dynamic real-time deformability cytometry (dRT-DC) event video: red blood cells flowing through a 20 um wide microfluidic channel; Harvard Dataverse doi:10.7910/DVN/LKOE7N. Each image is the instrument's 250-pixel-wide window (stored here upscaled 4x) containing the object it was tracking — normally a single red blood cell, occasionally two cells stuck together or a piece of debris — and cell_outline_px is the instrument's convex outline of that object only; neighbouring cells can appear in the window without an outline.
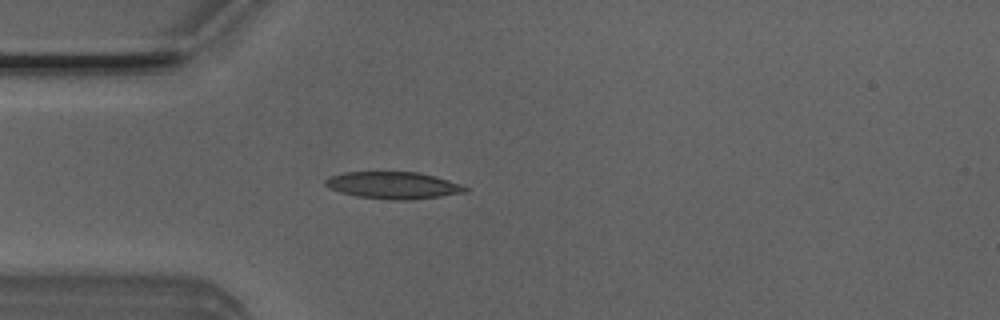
{"species": "Egyptian fruit bat (a non-hibernating species)", "species_latin": "Rousettus aegyptiacus", "temperature_condition": "room temperature", "stored_images_in_passage": 38, "camera_frame_rate_fps": 3000, "um_per_image_px": 0.085, "animal": {"sex": "male"}, "frame": {"image": 1, "passage_image": 1, "time_ms": 0.0, "image_size_px": [1000, 320], "cell_outline_px": [[468, 192], [412, 200], [388, 200], [356, 196], [340, 192], [328, 188], [324, 184], [324, 180], [328, 176], [344, 172], [420, 172], [436, 176], [460, 184], [468, 188]], "centroid_in_image_um": [33.4, 15.75], "position_along_channel_um": 51.6, "area_um2": 22.25}}
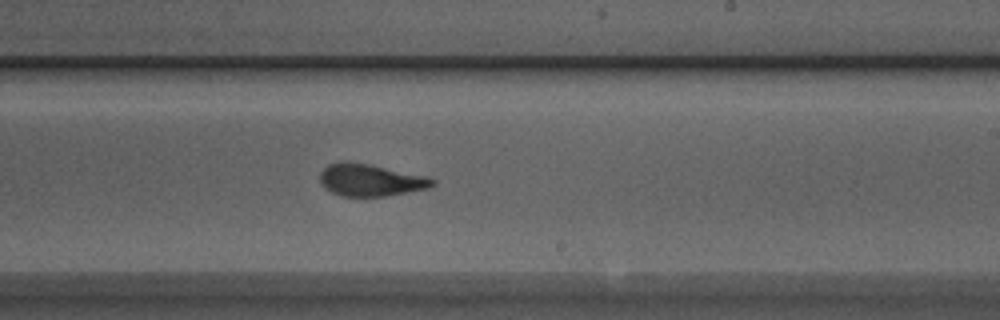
{"frame": {"image": 2, "passage_image": 17, "time_ms": 5.333, "image_size_px": [1000, 320], "cell_outline_px": [[436, 184], [428, 188], [408, 192], [384, 196], [340, 196], [324, 188], [320, 180], [320, 172], [328, 164], [340, 160], [348, 160], [428, 176], [436, 180]], "centroid_in_image_um": [31.48, 15.29], "position_along_channel_um": 257.5, "area_um2": 21.27}}
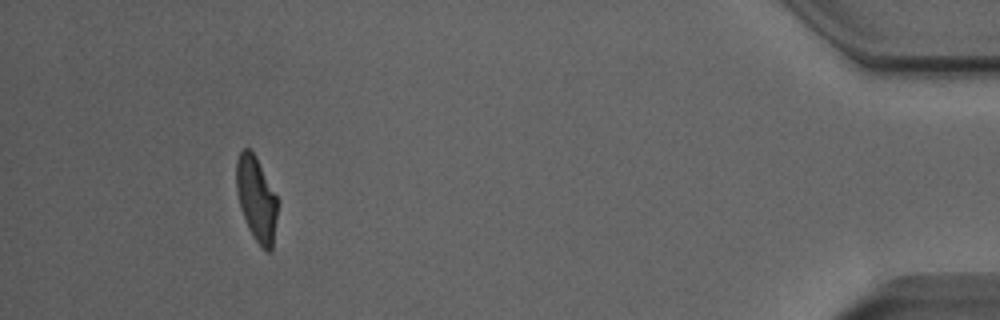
{"frame": {"image": 3, "passage_image": 34, "time_ms": 11.0, "image_size_px": [1000, 320], "cell_outline_px": [[276, 216], [272, 248], [268, 252], [256, 240], [248, 228], [240, 208], [236, 192], [236, 160], [240, 152], [244, 148], [248, 148], [256, 156], [276, 196]], "centroid_in_image_um": [21.75, 16.86], "position_along_channel_um": 413.4, "area_um2": 19.83}, "authors_computed_cell_mechanics": {"area_um2": 21.3282, "velocity_mm_per_s": 3.9977, "shape_relaxation_time_tau1_ms": 6.1894, "shape_relaxation_time_tau2_ms": 1.2563, "deformation_change_tau1": 0.1973, "deformation_change_tau2": 0.09}}